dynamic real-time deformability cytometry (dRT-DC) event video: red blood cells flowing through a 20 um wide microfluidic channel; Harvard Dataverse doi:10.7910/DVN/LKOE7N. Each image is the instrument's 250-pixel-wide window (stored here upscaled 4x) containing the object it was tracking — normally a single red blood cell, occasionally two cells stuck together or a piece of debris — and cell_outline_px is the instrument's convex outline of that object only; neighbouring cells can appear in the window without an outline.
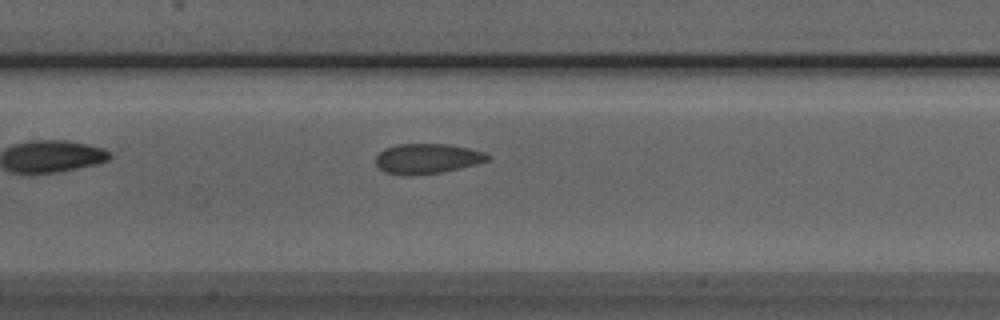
{"species": "Egyptian fruit bat (a non-hibernating species)", "species_latin": "Rousettus aegyptiacus", "temperature_condition": "room temperature", "stored_images_in_passage": 41, "camera_frame_rate_fps": 3000, "um_per_image_px": 0.085, "animal": {"sex": "male"}, "frame": {"image": 1, "passage_image": 13, "time_ms": 4.0, "image_size_px": [1000, 320], "cell_outline_px": [[492, 156], [488, 160], [476, 164], [460, 168], [440, 172], [408, 176], [384, 172], [376, 164], [376, 156], [384, 148], [396, 144], [448, 144], [468, 148], [484, 152]], "centroid_in_image_um": [36.3, 13.48], "position_along_channel_um": 171.1, "area_um2": 19.59}}
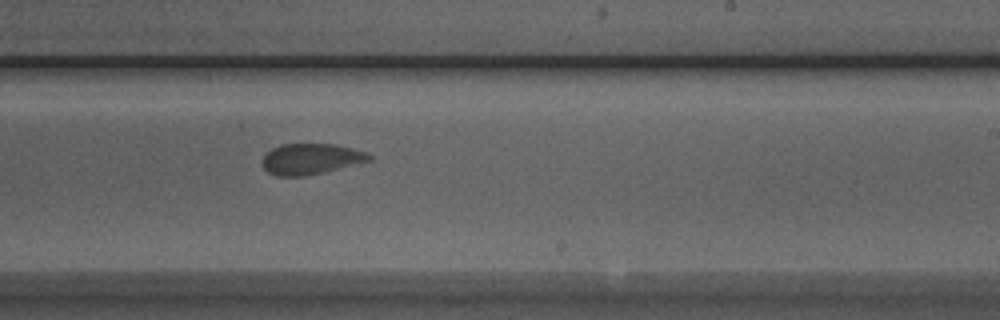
{"frame": {"image": 2, "passage_image": 20, "time_ms": 6.333, "image_size_px": [1000, 320], "cell_outline_px": [[372, 160], [324, 172], [304, 176], [276, 176], [268, 172], [260, 164], [264, 156], [272, 148], [280, 144], [336, 144], [368, 152], [372, 156]], "centroid_in_image_um": [26.42, 13.51], "position_along_channel_um": 262.6, "area_um2": 19.31}}
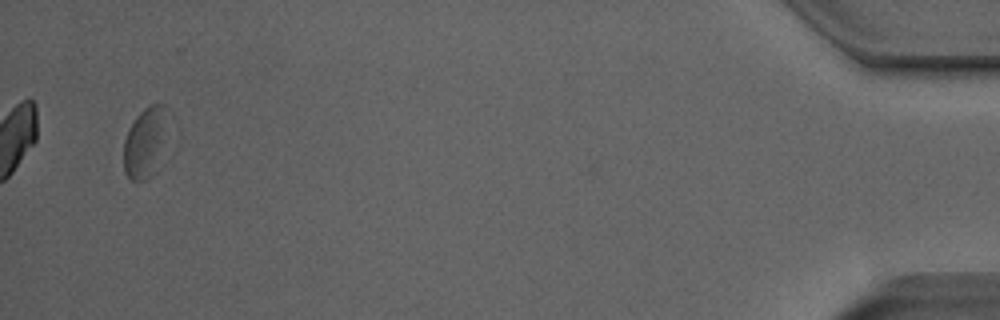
{"frame": {"image": 3, "passage_image": 39, "time_ms": 12.667, "image_size_px": [1000, 320], "cell_outline_px": [[176, 120], [148, 176], [144, 180], [132, 180], [124, 172], [124, 140], [128, 128], [136, 116], [148, 104], [164, 104], [172, 112]], "centroid_in_image_um": [12.45, 11.89], "position_along_channel_um": 422.7, "area_um2": 18.79}, "authors_computed_cell_mechanics": {"area_um2": 19.363, "velocity_mm_per_s": 3.9385, "shape_relaxation_time_tau1_ms": null, "shape_relaxation_time_tau2_ms": 1.5969, "deformation_change_tau1": null, "deformation_change_tau2": 0.073}}